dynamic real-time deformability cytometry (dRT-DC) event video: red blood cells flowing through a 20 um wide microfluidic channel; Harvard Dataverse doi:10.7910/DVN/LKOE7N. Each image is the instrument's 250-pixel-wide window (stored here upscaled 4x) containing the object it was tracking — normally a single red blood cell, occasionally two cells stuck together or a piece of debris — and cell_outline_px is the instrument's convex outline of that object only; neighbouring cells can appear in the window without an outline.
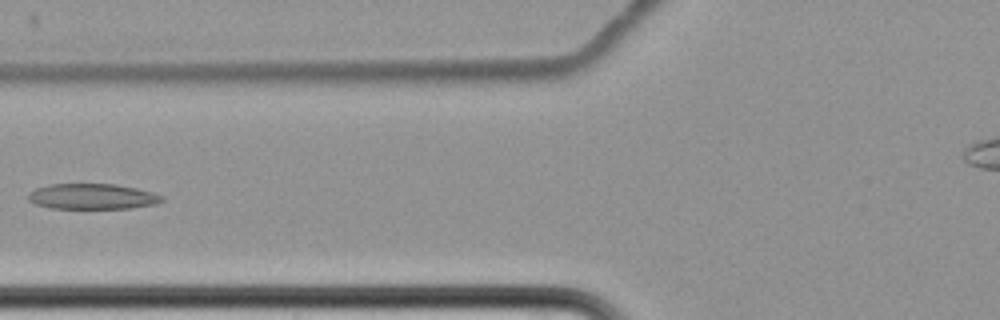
{"species": "common noctule bat (a hibernating species)", "species_latin": "Nyctalus noctula", "temperature_condition": "cold", "stored_images_in_passage": 16, "camera_frame_rate_fps": 3000, "um_per_image_px": 0.085, "animal": {"sex": "female", "body_mass_g": 22.7, "forearm_length_mm": 54.2}, "frame": {"image": 1, "passage_image": 7, "time_ms": 8.333, "image_size_px": [1000, 320], "cell_outline_px": [[164, 200], [156, 204], [132, 208], [52, 208], [36, 204], [28, 200], [28, 192], [36, 188], [48, 184], [116, 184], [136, 188], [152, 192], [164, 196]], "centroid_in_image_um": [7.86, 16.69], "position_along_channel_um": 117.9, "area_um2": 19.94}}
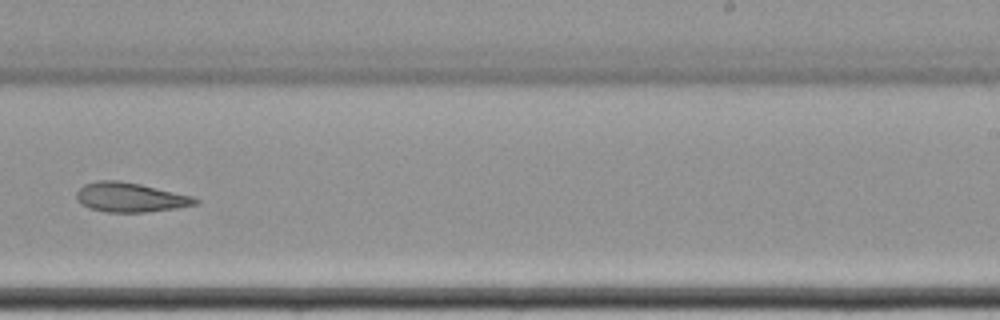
{"frame": {"image": 2, "passage_image": 11, "time_ms": 13.0, "image_size_px": [1000, 320], "cell_outline_px": [[200, 200], [196, 204], [176, 208], [144, 212], [108, 212], [92, 208], [80, 204], [76, 200], [76, 192], [84, 184], [96, 180], [120, 180], [140, 184], [192, 196]], "centroid_in_image_um": [11.03, 16.76], "position_along_channel_um": 278.0, "area_um2": 20.29}}
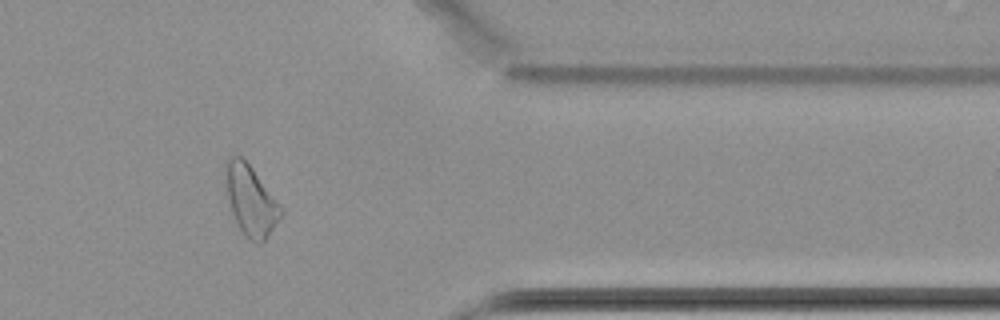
{"frame": {"image": 3, "passage_image": 14, "time_ms": 16.667, "image_size_px": [1000, 320], "cell_outline_px": [[284, 212], [264, 240], [256, 244], [248, 240], [244, 236], [232, 212], [228, 196], [224, 164], [224, 160], [228, 156], [240, 156], [252, 168], [284, 208]], "centroid_in_image_um": [21.32, 17.02], "position_along_channel_um": 390.1, "area_um2": 22.43}}